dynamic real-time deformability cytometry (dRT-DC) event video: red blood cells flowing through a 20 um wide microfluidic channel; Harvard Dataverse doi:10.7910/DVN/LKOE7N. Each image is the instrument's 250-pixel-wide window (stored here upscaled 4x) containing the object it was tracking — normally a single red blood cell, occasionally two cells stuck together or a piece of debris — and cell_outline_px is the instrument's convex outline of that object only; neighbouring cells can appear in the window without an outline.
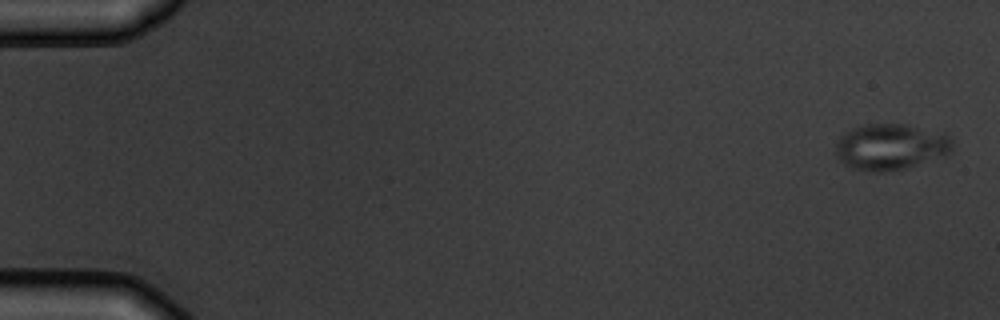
{"species": "common noctule bat (a hibernating species)", "species_latin": "Nyctalus noctula", "temperature_condition": "warm", "stored_images_in_passage": 8, "camera_frame_rate_fps": 3000, "um_per_image_px": 0.085, "animal": {"sex": "male", "body_mass_g": 19.5, "forearm_length_mm": 54.6}, "frame": {"image": 1, "passage_image": 1, "time_ms": 0.0, "image_size_px": [1000, 320], "cell_outline_px": [[952, 152], [944, 156], [904, 168], [884, 172], [872, 172], [852, 168], [844, 164], [836, 156], [836, 144], [840, 136], [844, 132], [852, 128], [864, 124], [904, 124], [944, 132], [952, 140]], "centroid_in_image_um": [75.7, 12.47], "position_along_channel_um": 9.3, "area_um2": 31.56}}